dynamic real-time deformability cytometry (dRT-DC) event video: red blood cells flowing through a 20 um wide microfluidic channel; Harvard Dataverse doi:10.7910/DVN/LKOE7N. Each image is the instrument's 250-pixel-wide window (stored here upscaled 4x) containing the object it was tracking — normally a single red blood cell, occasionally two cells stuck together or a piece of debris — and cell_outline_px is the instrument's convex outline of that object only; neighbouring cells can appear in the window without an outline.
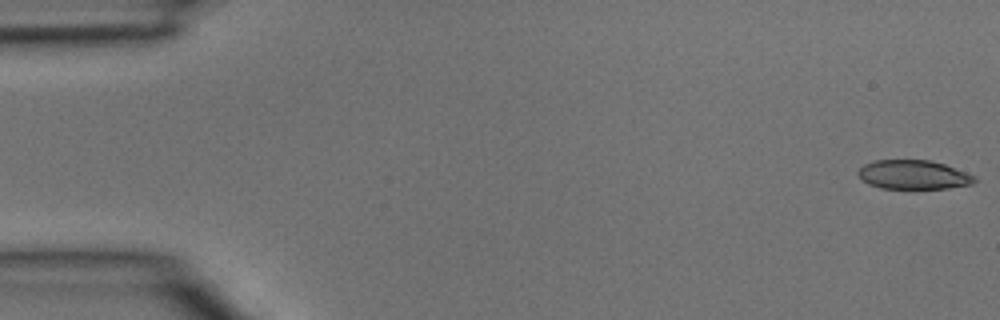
{"species": "common noctule bat (a hibernating species)", "species_latin": "Nyctalus noctula", "temperature_condition": "room temperature", "stored_images_in_passage": 3, "camera_frame_rate_fps": 3000, "um_per_image_px": 0.085, "animal": {"sex": "male", "body_mass_g": 15.6}, "frame": {"image": 1, "passage_image": 1, "time_ms": 0.0, "image_size_px": [1000, 320], "cell_outline_px": [[976, 180], [972, 184], [948, 188], [880, 188], [868, 184], [856, 172], [864, 164], [876, 160], [928, 160], [944, 164], [976, 176]], "centroid_in_image_um": [77.64, 14.85], "position_along_channel_um": 7.4, "area_um2": 19.54}}
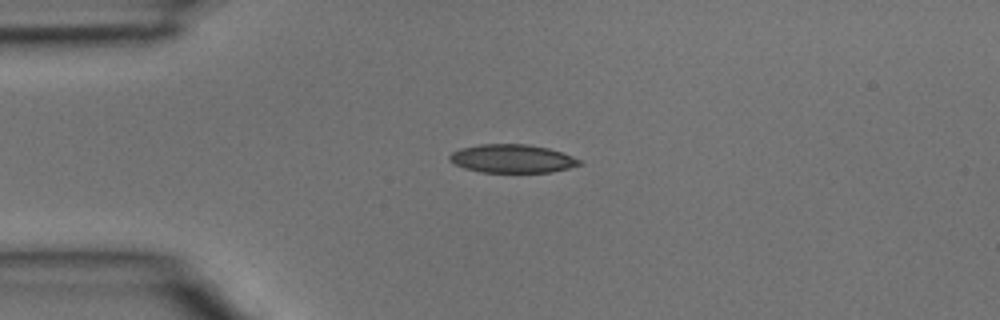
{"frame": {"image": 2, "passage_image": 3, "time_ms": 0.667, "image_size_px": [1000, 320], "cell_outline_px": [[584, 164], [552, 172], [480, 172], [464, 168], [448, 160], [448, 156], [452, 152], [460, 148], [480, 144], [528, 144], [548, 148], [572, 156], [580, 160]], "centroid_in_image_um": [43.52, 13.48], "position_along_channel_um": 41.5, "area_um2": 21.5}}